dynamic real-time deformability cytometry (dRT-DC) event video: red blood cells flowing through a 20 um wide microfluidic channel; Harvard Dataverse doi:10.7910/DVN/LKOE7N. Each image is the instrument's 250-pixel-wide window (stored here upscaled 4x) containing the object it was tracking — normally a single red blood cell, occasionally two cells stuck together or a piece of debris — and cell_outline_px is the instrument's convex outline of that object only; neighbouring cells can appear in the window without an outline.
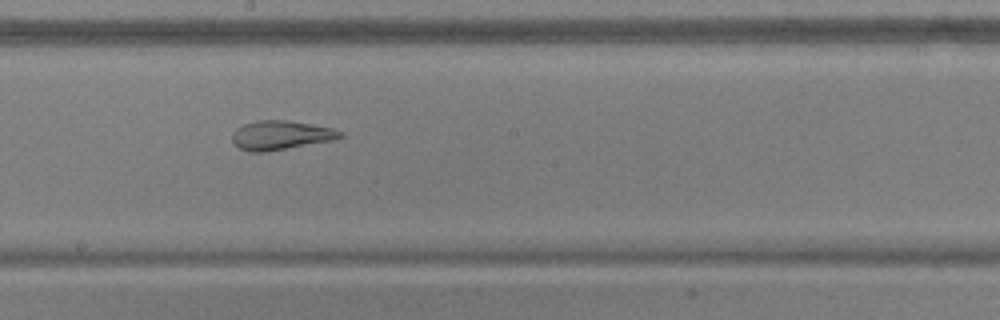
{"species": "common noctule bat (a hibernating species)", "species_latin": "Nyctalus noctula", "temperature_condition": "warm", "stored_images_in_passage": 52, "camera_frame_rate_fps": 3000, "um_per_image_px": 0.085, "animal": {"sex": "male", "body_mass_g": 17.9, "forearm_length_mm": 54.2}, "frame": {"image": 1, "passage_image": 29, "time_ms": 9.333, "image_size_px": [1000, 320], "cell_outline_px": [[348, 136], [336, 140], [264, 152], [248, 152], [232, 144], [232, 132], [236, 128], [244, 124], [256, 120], [288, 120], [312, 124], [332, 128], [344, 132]], "centroid_in_image_um": [23.9, 11.49], "position_along_channel_um": 224.3, "area_um2": 18.73}}
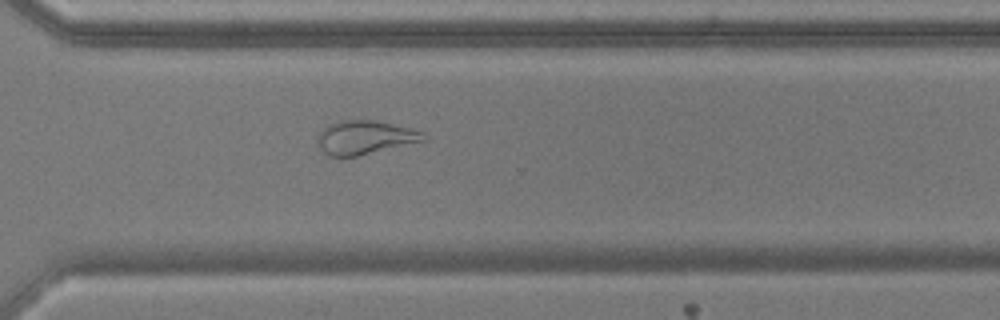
{"frame": {"image": 2, "passage_image": 38, "time_ms": 12.333, "image_size_px": [1000, 320], "cell_outline_px": [[428, 140], [356, 156], [328, 156], [316, 144], [316, 136], [328, 124], [336, 120], [376, 120], [412, 128], [424, 132], [428, 136]], "centroid_in_image_um": [31.02, 11.67], "position_along_channel_um": 339.6, "area_um2": 21.15}}
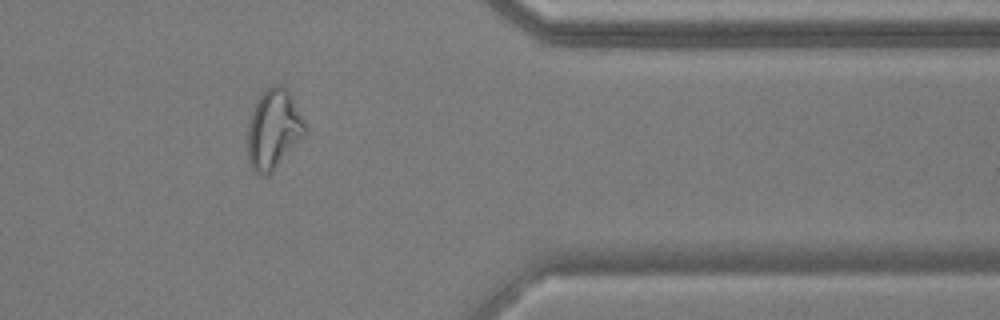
{"frame": {"image": 3, "passage_image": 43, "time_ms": 14.0, "image_size_px": [1000, 320], "cell_outline_px": [[308, 132], [272, 172], [264, 176], [260, 176], [252, 168], [248, 160], [248, 128], [252, 112], [256, 100], [264, 88], [272, 84], [280, 84], [288, 92], [304, 120]], "centroid_in_image_um": [23.25, 10.99], "position_along_channel_um": 388.2, "area_um2": 26.59}, "authors_computed_cell_mechanics": {"area_um2": 25.9811, "velocity_mm_per_s": 3.8482, "shape_relaxation_time_tau1_ms": null, "shape_relaxation_time_tau2_ms": 1.8517, "deformation_change_tau1": null, "deformation_change_tau2": 0.0826}}